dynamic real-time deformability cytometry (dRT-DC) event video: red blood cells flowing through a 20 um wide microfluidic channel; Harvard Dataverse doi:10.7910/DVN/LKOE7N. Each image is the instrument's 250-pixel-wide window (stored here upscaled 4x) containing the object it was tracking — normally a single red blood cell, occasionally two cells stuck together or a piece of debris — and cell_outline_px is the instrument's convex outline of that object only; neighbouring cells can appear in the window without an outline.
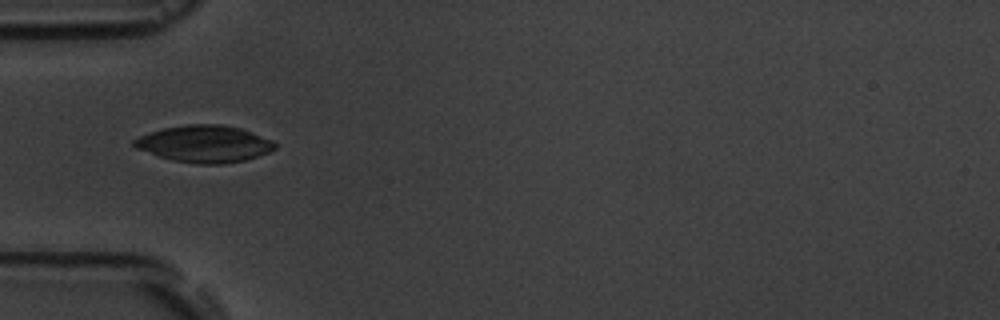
{"species": "common noctule bat (a hibernating species)", "species_latin": "Nyctalus noctula", "temperature_condition": "room temperature", "stored_images_in_passage": 2, "camera_frame_rate_fps": 3000, "um_per_image_px": 0.085, "animal": {"sex": "male", "body_mass_g": 19.5, "forearm_length_mm": 54.6}, "frame": {"image": 1, "passage_image": 1, "time_ms": 0.0, "image_size_px": [1000, 320], "cell_outline_px": [[276, 148], [268, 152], [244, 160], [224, 164], [196, 164], [172, 160], [156, 156], [136, 148], [132, 144], [132, 140], [140, 136], [164, 128], [184, 124], [220, 124], [240, 128], [252, 132], [272, 140], [276, 144]], "centroid_in_image_um": [17.36, 12.23], "position_along_channel_um": 67.6, "area_um2": 30.29}}
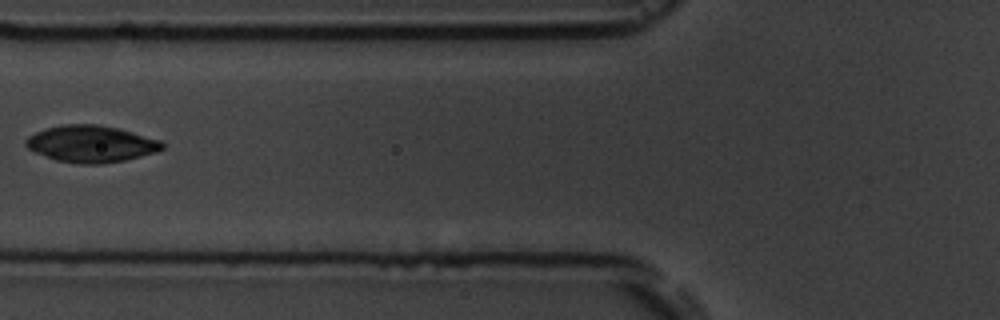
{"frame": {"image": 2, "passage_image": 2, "time_ms": 1.333, "image_size_px": [1000, 320], "cell_outline_px": [[164, 148], [156, 152], [124, 160], [100, 164], [80, 164], [56, 160], [36, 152], [28, 148], [24, 144], [24, 140], [28, 136], [36, 132], [48, 128], [64, 124], [96, 124], [116, 128], [132, 132], [160, 140], [164, 144]], "centroid_in_image_um": [7.73, 12.23], "position_along_channel_um": 118.1, "area_um2": 28.96}}